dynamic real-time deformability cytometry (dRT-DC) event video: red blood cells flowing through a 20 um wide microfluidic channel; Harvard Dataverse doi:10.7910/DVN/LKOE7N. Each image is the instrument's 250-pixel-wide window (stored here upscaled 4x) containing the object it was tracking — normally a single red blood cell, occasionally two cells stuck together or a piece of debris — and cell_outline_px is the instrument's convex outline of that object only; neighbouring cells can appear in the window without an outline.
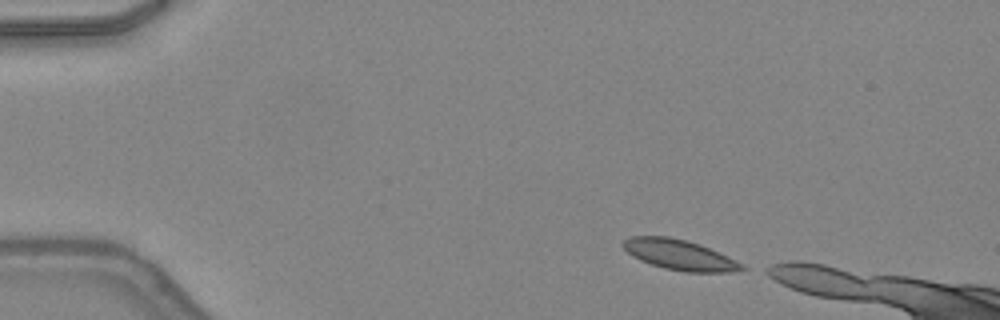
{"species": "common noctule bat (a hibernating species)", "species_latin": "Nyctalus noctula", "temperature_condition": "warm", "stored_images_in_passage": 9, "camera_frame_rate_fps": 3000, "um_per_image_px": 0.085, "animal": {"sex": "female", "body_mass_g": 24.6, "forearm_length_mm": 56.2}, "frame": {"image": 1, "passage_image": 1, "time_ms": 0.0, "image_size_px": [1000, 320], "cell_outline_px": [[748, 268], [728, 272], [684, 272], [664, 268], [640, 260], [632, 256], [620, 244], [628, 236], [668, 236], [700, 244], [728, 256], [744, 264]], "centroid_in_image_um": [57.75, 21.66], "position_along_channel_um": 27.2, "area_um2": 20.98}}